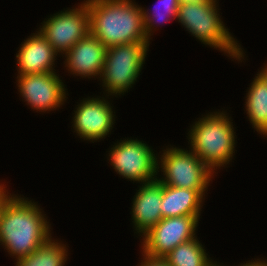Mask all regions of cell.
Wrapping results in <instances>:
<instances>
[{
	"instance_id": "6da1fadb",
	"label": "cell",
	"mask_w": 267,
	"mask_h": 266,
	"mask_svg": "<svg viewBox=\"0 0 267 266\" xmlns=\"http://www.w3.org/2000/svg\"><path fill=\"white\" fill-rule=\"evenodd\" d=\"M51 237L49 222L36 203L13 195L0 215V243L17 260Z\"/></svg>"
},
{
	"instance_id": "7a4b0ae2",
	"label": "cell",
	"mask_w": 267,
	"mask_h": 266,
	"mask_svg": "<svg viewBox=\"0 0 267 266\" xmlns=\"http://www.w3.org/2000/svg\"><path fill=\"white\" fill-rule=\"evenodd\" d=\"M90 34L106 48L150 42L144 28L142 7L132 0H87Z\"/></svg>"
},
{
	"instance_id": "3957f363",
	"label": "cell",
	"mask_w": 267,
	"mask_h": 266,
	"mask_svg": "<svg viewBox=\"0 0 267 266\" xmlns=\"http://www.w3.org/2000/svg\"><path fill=\"white\" fill-rule=\"evenodd\" d=\"M229 119L224 112H214L196 121L189 131L191 150L212 170L234 156L235 132Z\"/></svg>"
},
{
	"instance_id": "277c9868",
	"label": "cell",
	"mask_w": 267,
	"mask_h": 266,
	"mask_svg": "<svg viewBox=\"0 0 267 266\" xmlns=\"http://www.w3.org/2000/svg\"><path fill=\"white\" fill-rule=\"evenodd\" d=\"M216 5V0L181 3L176 19L202 43L219 48L220 51L239 61L244 58L243 50L223 24Z\"/></svg>"
},
{
	"instance_id": "5b68a950",
	"label": "cell",
	"mask_w": 267,
	"mask_h": 266,
	"mask_svg": "<svg viewBox=\"0 0 267 266\" xmlns=\"http://www.w3.org/2000/svg\"><path fill=\"white\" fill-rule=\"evenodd\" d=\"M148 47L149 42H134L106 49L100 78L108 94H124L132 87L141 72Z\"/></svg>"
},
{
	"instance_id": "8992f818",
	"label": "cell",
	"mask_w": 267,
	"mask_h": 266,
	"mask_svg": "<svg viewBox=\"0 0 267 266\" xmlns=\"http://www.w3.org/2000/svg\"><path fill=\"white\" fill-rule=\"evenodd\" d=\"M163 151L158 165L161 163V171L166 177L159 180L164 185L197 190L205 196L214 170L192 150L172 147Z\"/></svg>"
},
{
	"instance_id": "52a82bcc",
	"label": "cell",
	"mask_w": 267,
	"mask_h": 266,
	"mask_svg": "<svg viewBox=\"0 0 267 266\" xmlns=\"http://www.w3.org/2000/svg\"><path fill=\"white\" fill-rule=\"evenodd\" d=\"M121 141L109 151L113 169L125 179L142 184L156 179L160 166L153 150L137 139Z\"/></svg>"
},
{
	"instance_id": "ba28073f",
	"label": "cell",
	"mask_w": 267,
	"mask_h": 266,
	"mask_svg": "<svg viewBox=\"0 0 267 266\" xmlns=\"http://www.w3.org/2000/svg\"><path fill=\"white\" fill-rule=\"evenodd\" d=\"M39 32L56 52L65 53L90 33L88 2L78 8L54 14L43 22Z\"/></svg>"
},
{
	"instance_id": "9c48e42d",
	"label": "cell",
	"mask_w": 267,
	"mask_h": 266,
	"mask_svg": "<svg viewBox=\"0 0 267 266\" xmlns=\"http://www.w3.org/2000/svg\"><path fill=\"white\" fill-rule=\"evenodd\" d=\"M198 222L195 216L162 218L143 235L142 253L151 258H164L181 243L196 238Z\"/></svg>"
},
{
	"instance_id": "30bf717a",
	"label": "cell",
	"mask_w": 267,
	"mask_h": 266,
	"mask_svg": "<svg viewBox=\"0 0 267 266\" xmlns=\"http://www.w3.org/2000/svg\"><path fill=\"white\" fill-rule=\"evenodd\" d=\"M17 79L20 94L34 110H56L66 100V89L56 72L18 75Z\"/></svg>"
},
{
	"instance_id": "8fae6325",
	"label": "cell",
	"mask_w": 267,
	"mask_h": 266,
	"mask_svg": "<svg viewBox=\"0 0 267 266\" xmlns=\"http://www.w3.org/2000/svg\"><path fill=\"white\" fill-rule=\"evenodd\" d=\"M109 102L100 98H85L75 111V132L84 140L97 141L105 138L113 128L114 116Z\"/></svg>"
},
{
	"instance_id": "7c38bea8",
	"label": "cell",
	"mask_w": 267,
	"mask_h": 266,
	"mask_svg": "<svg viewBox=\"0 0 267 266\" xmlns=\"http://www.w3.org/2000/svg\"><path fill=\"white\" fill-rule=\"evenodd\" d=\"M106 47L90 33L77 42L65 54L66 66L73 75L81 77L101 76Z\"/></svg>"
},
{
	"instance_id": "4fadbf2b",
	"label": "cell",
	"mask_w": 267,
	"mask_h": 266,
	"mask_svg": "<svg viewBox=\"0 0 267 266\" xmlns=\"http://www.w3.org/2000/svg\"><path fill=\"white\" fill-rule=\"evenodd\" d=\"M141 185L133 198L131 213L135 230L143 236L162 219V182L156 178Z\"/></svg>"
},
{
	"instance_id": "5bb4252c",
	"label": "cell",
	"mask_w": 267,
	"mask_h": 266,
	"mask_svg": "<svg viewBox=\"0 0 267 266\" xmlns=\"http://www.w3.org/2000/svg\"><path fill=\"white\" fill-rule=\"evenodd\" d=\"M56 50L38 31L21 45L16 55L18 75L55 72Z\"/></svg>"
},
{
	"instance_id": "9a60e30c",
	"label": "cell",
	"mask_w": 267,
	"mask_h": 266,
	"mask_svg": "<svg viewBox=\"0 0 267 266\" xmlns=\"http://www.w3.org/2000/svg\"><path fill=\"white\" fill-rule=\"evenodd\" d=\"M203 195L193 189L178 188L162 183V218L175 216H195L200 218Z\"/></svg>"
},
{
	"instance_id": "2e32d148",
	"label": "cell",
	"mask_w": 267,
	"mask_h": 266,
	"mask_svg": "<svg viewBox=\"0 0 267 266\" xmlns=\"http://www.w3.org/2000/svg\"><path fill=\"white\" fill-rule=\"evenodd\" d=\"M246 96V111L253 128L260 134L267 133V83L257 74Z\"/></svg>"
},
{
	"instance_id": "e0dca14e",
	"label": "cell",
	"mask_w": 267,
	"mask_h": 266,
	"mask_svg": "<svg viewBox=\"0 0 267 266\" xmlns=\"http://www.w3.org/2000/svg\"><path fill=\"white\" fill-rule=\"evenodd\" d=\"M205 251L198 239L194 238L178 245L163 259L170 266H217L215 262L207 258Z\"/></svg>"
},
{
	"instance_id": "ac0fdd59",
	"label": "cell",
	"mask_w": 267,
	"mask_h": 266,
	"mask_svg": "<svg viewBox=\"0 0 267 266\" xmlns=\"http://www.w3.org/2000/svg\"><path fill=\"white\" fill-rule=\"evenodd\" d=\"M67 256L66 246L50 237L34 252L19 258L15 266H64Z\"/></svg>"
},
{
	"instance_id": "d6986e66",
	"label": "cell",
	"mask_w": 267,
	"mask_h": 266,
	"mask_svg": "<svg viewBox=\"0 0 267 266\" xmlns=\"http://www.w3.org/2000/svg\"><path fill=\"white\" fill-rule=\"evenodd\" d=\"M159 2L161 3L162 8H164V10H165V11L163 10V13L159 12V11H161V9L155 8V10L153 11L154 14L153 13L150 14L148 12V10L146 11V10H144V8H142L145 34H146L148 41H149V38L151 36L152 30L154 28L153 27L155 24L154 22H159V21L161 22L163 20L167 22L168 20H170L169 16L172 17V19H175L177 16L179 5H180L179 0H161V1L159 0ZM157 11H158V13H157ZM164 12H166V13H164Z\"/></svg>"
},
{
	"instance_id": "ffe728a7",
	"label": "cell",
	"mask_w": 267,
	"mask_h": 266,
	"mask_svg": "<svg viewBox=\"0 0 267 266\" xmlns=\"http://www.w3.org/2000/svg\"><path fill=\"white\" fill-rule=\"evenodd\" d=\"M141 265L139 266H170L163 258H151L144 254Z\"/></svg>"
},
{
	"instance_id": "44dd1931",
	"label": "cell",
	"mask_w": 267,
	"mask_h": 266,
	"mask_svg": "<svg viewBox=\"0 0 267 266\" xmlns=\"http://www.w3.org/2000/svg\"><path fill=\"white\" fill-rule=\"evenodd\" d=\"M3 185L4 184L0 185V215L2 213V210H3L4 206H5V204L13 196L11 194H10V196L8 195L9 193L7 192V190L5 189V187Z\"/></svg>"
},
{
	"instance_id": "7402d4cb",
	"label": "cell",
	"mask_w": 267,
	"mask_h": 266,
	"mask_svg": "<svg viewBox=\"0 0 267 266\" xmlns=\"http://www.w3.org/2000/svg\"><path fill=\"white\" fill-rule=\"evenodd\" d=\"M217 266H221V265H218L217 264ZM240 266H267V262L266 261H264V260H259V259H257V260H251V262H249V263H244L243 265H240Z\"/></svg>"
},
{
	"instance_id": "603a6c76",
	"label": "cell",
	"mask_w": 267,
	"mask_h": 266,
	"mask_svg": "<svg viewBox=\"0 0 267 266\" xmlns=\"http://www.w3.org/2000/svg\"><path fill=\"white\" fill-rule=\"evenodd\" d=\"M215 0H179V3H202V2H209Z\"/></svg>"
},
{
	"instance_id": "cb8c5ba5",
	"label": "cell",
	"mask_w": 267,
	"mask_h": 266,
	"mask_svg": "<svg viewBox=\"0 0 267 266\" xmlns=\"http://www.w3.org/2000/svg\"><path fill=\"white\" fill-rule=\"evenodd\" d=\"M258 75H260L267 83V66L266 65L264 68L261 69V71L258 73Z\"/></svg>"
}]
</instances>
